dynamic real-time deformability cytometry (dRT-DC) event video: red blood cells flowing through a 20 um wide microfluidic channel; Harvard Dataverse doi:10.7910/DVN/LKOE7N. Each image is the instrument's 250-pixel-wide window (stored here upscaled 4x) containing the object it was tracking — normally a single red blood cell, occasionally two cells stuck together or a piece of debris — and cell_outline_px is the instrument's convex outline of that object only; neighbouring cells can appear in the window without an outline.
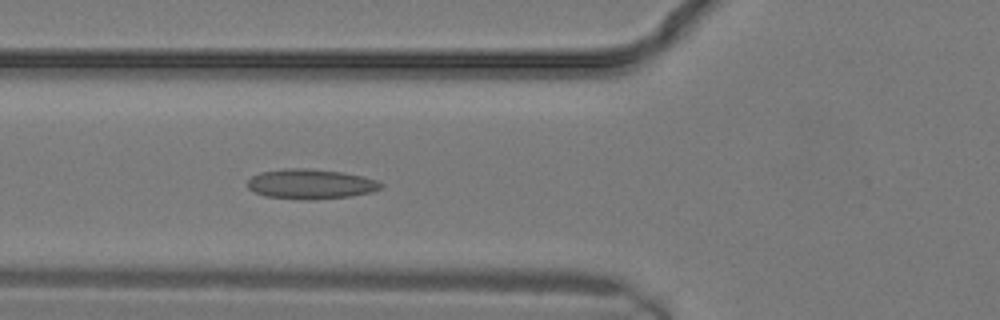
{"species": "common noctule bat (a hibernating species)", "species_latin": "Nyctalus noctula", "temperature_condition": "warm", "stored_images_in_passage": 10, "camera_frame_rate_fps": 3000, "um_per_image_px": 0.085, "animal": {"sex": "male", "body_mass_g": 19.2, "forearm_length_mm": 51.8}, "frame": {"image": 1, "passage_image": 10, "time_ms": 3.0, "image_size_px": [1000, 320], "cell_outline_px": [[384, 188], [372, 192], [352, 196], [308, 200], [300, 200], [264, 196], [248, 188], [244, 184], [252, 176], [260, 172], [284, 168], [308, 168], [340, 172], [364, 176], [376, 180], [384, 184]], "centroid_in_image_um": [26.4, 15.64], "position_along_channel_um": 99.4, "area_um2": 23.58}}